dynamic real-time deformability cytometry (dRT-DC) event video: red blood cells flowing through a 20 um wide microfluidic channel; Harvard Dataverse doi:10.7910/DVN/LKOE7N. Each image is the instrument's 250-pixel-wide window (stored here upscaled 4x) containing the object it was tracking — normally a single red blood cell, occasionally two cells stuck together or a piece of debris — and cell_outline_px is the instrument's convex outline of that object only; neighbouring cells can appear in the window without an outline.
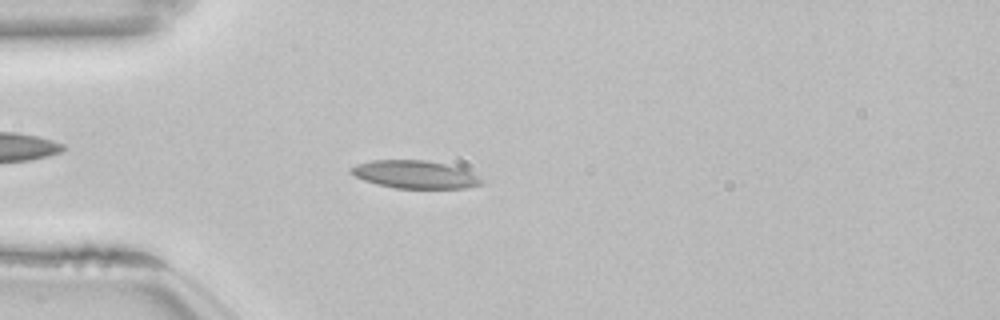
{"species": "common noctule bat (a hibernating species)", "species_latin": "Nyctalus noctula", "temperature_condition": "room temperature", "stored_images_in_passage": 52, "camera_frame_rate_fps": 3000, "um_per_image_px": 0.085, "animal": {"sex": "female", "body_mass_g": 22.7, "forearm_length_mm": 54.2}, "frame": {"image": 1, "passage_image": 14, "time_ms": 4.333, "image_size_px": [1000, 320], "cell_outline_px": [[484, 184], [464, 188], [396, 188], [364, 180], [348, 172], [348, 168], [356, 164], [372, 160], [424, 160], [444, 164], [460, 168], [484, 180]], "centroid_in_image_um": [35.23, 14.83], "position_along_channel_um": 49.8, "area_um2": 20.92}}
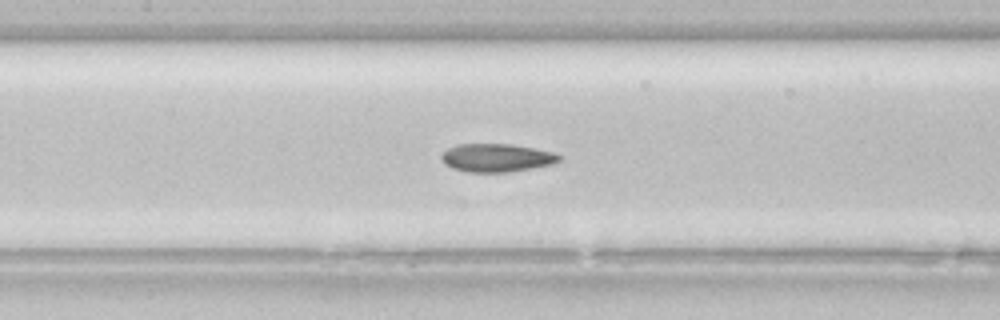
{"frame": {"image": 2, "passage_image": 24, "time_ms": 7.667, "image_size_px": [1000, 320], "cell_outline_px": [[560, 160], [552, 164], [532, 168], [508, 172], [468, 172], [452, 168], [444, 164], [440, 160], [440, 156], [448, 148], [456, 144], [512, 144], [552, 152], [560, 156]], "centroid_in_image_um": [42.15, 13.41], "position_along_channel_um": 165.2, "area_um2": 19.31}}
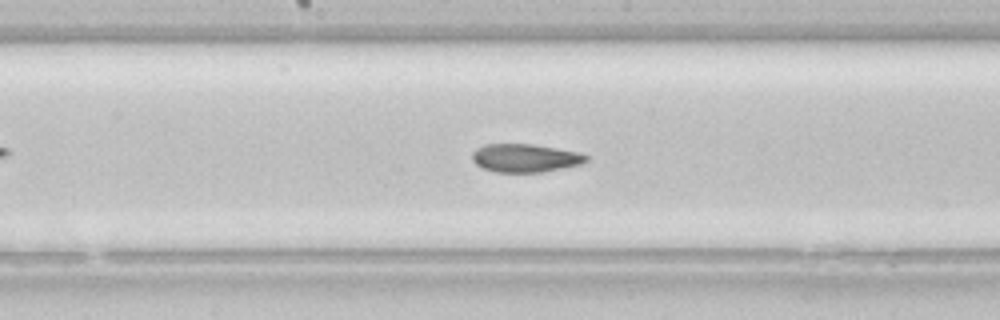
{"frame": {"image": 3, "passage_image": 27, "time_ms": 8.667, "image_size_px": [1000, 320], "cell_outline_px": [[588, 160], [584, 164], [540, 172], [496, 172], [484, 168], [476, 164], [472, 160], [472, 152], [476, 148], [484, 144], [532, 144], [580, 152], [588, 156]], "centroid_in_image_um": [44.65, 13.42], "position_along_channel_um": 203.5, "area_um2": 18.84}, "authors_computed_cell_mechanics": {"area_um2": 20.2878, "velocity_mm_per_s": 3.8353, "shape_relaxation_time_tau1_ms": null, "shape_relaxation_time_tau2_ms": 2.3874, "deformation_change_tau1": null, "deformation_change_tau2": 0.0907}}